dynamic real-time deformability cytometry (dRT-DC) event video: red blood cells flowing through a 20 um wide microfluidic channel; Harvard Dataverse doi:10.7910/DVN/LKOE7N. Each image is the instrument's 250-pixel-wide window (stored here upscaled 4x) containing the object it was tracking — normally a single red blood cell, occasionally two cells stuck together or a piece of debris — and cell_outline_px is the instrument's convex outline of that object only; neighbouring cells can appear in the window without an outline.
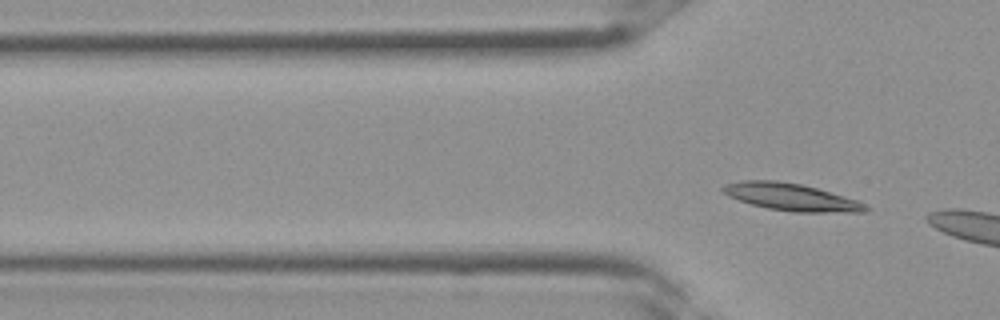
{"species": "Egyptian fruit bat (a non-hibernating species)", "species_latin": "Rousettus aegyptiacus", "temperature_condition": "room temperature", "stored_images_in_passage": 4, "camera_frame_rate_fps": 3000, "um_per_image_px": 0.085, "frame": {"image": 1, "passage_image": 4, "time_ms": 1.0, "image_size_px": [1000, 320], "cell_outline_px": [[872, 208], [868, 212], [792, 212], [768, 208], [752, 204], [728, 196], [720, 188], [724, 184], [744, 180], [776, 180], [800, 184], [816, 188], [856, 200]], "centroid_in_image_um": [67.25, 16.75], "position_along_channel_um": 58.5, "area_um2": 22.48}}